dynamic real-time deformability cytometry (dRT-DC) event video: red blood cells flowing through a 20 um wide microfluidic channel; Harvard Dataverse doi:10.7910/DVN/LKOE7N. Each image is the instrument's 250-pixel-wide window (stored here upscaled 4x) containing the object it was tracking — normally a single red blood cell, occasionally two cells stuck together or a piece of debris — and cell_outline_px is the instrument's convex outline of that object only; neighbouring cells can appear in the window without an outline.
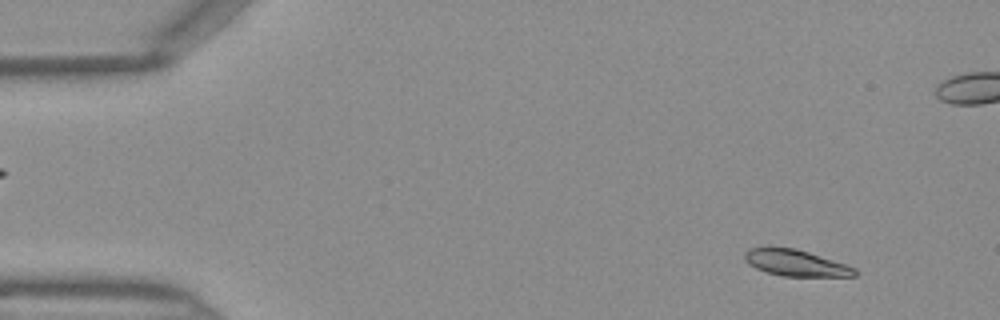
{"species": "Egyptian fruit bat (a non-hibernating species)", "species_latin": "Rousettus aegyptiacus", "temperature_condition": "warm", "stored_images_in_passage": 47, "camera_frame_rate_fps": 3000, "um_per_image_px": 0.085, "frame": {"image": 1, "passage_image": 4, "time_ms": 1.0, "image_size_px": [1000, 320], "cell_outline_px": [[856, 276], [784, 276], [768, 272], [756, 268], [748, 264], [744, 260], [744, 252], [748, 248], [796, 248], [856, 268]], "centroid_in_image_um": [67.6, 22.35], "position_along_channel_um": 17.4, "area_um2": 16.53}}
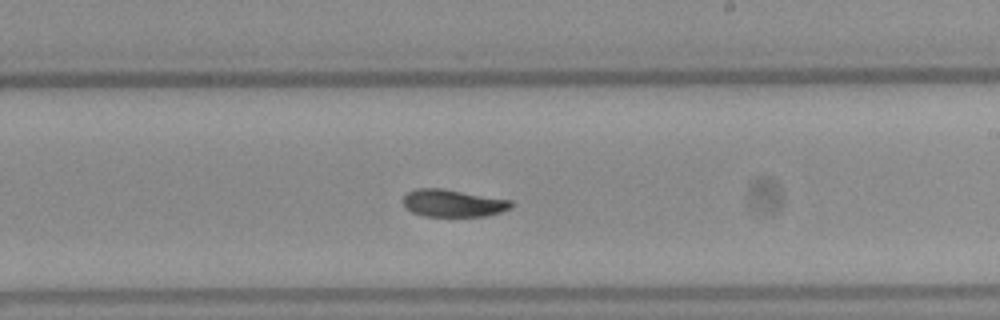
{"frame": {"image": 2, "passage_image": 27, "time_ms": 8.667, "image_size_px": [1000, 320], "cell_outline_px": [[512, 208], [500, 212], [484, 216], [424, 216], [412, 212], [404, 208], [404, 196], [408, 192], [416, 188], [444, 188], [512, 200]], "centroid_in_image_um": [38.5, 17.26], "position_along_channel_um": 250.5, "area_um2": 17.34}}
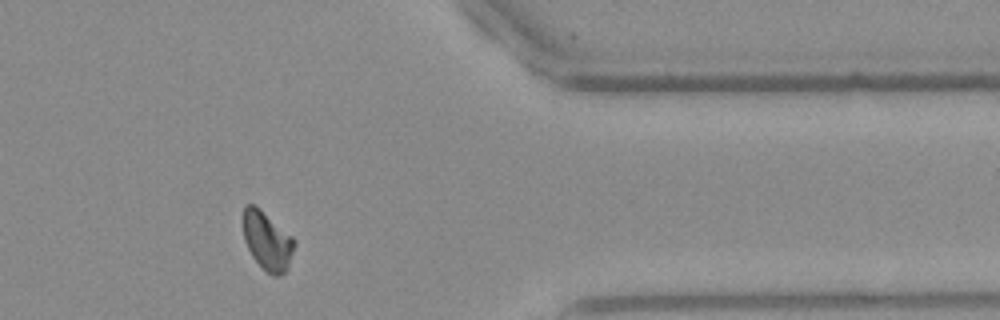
{"frame": {"image": 3, "passage_image": 38, "time_ms": 12.333, "image_size_px": [1000, 320], "cell_outline_px": [[296, 244], [288, 268], [280, 276], [272, 276], [252, 256], [244, 240], [240, 220], [244, 204], [256, 204], [292, 236], [296, 240]], "centroid_in_image_um": [22.68, 20.4], "position_along_channel_um": 388.7, "area_um2": 17.98}}